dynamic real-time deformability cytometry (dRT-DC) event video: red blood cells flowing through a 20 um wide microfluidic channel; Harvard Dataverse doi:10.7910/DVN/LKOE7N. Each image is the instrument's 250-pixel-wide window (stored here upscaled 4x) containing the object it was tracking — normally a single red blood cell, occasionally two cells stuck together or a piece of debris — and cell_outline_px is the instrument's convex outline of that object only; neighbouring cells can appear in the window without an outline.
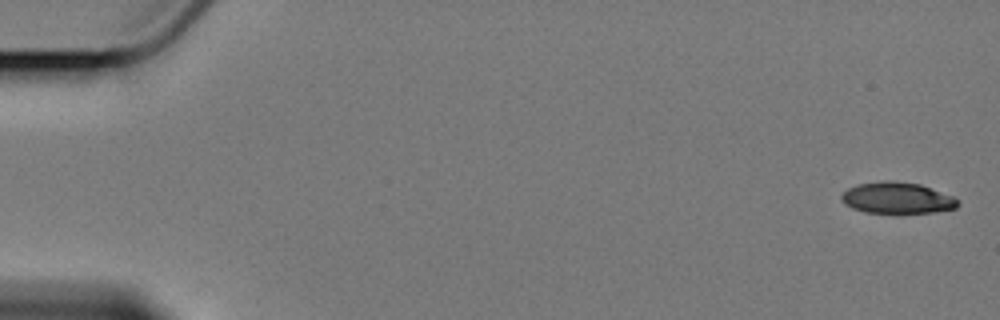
{"species": "Egyptian fruit bat (a non-hibernating species)", "species_latin": "Rousettus aegyptiacus", "temperature_condition": "cold", "stored_images_in_passage": 6, "camera_frame_rate_fps": 3000, "um_per_image_px": 0.085, "animal": {"sex": "female"}, "frame": {"image": 1, "passage_image": 1, "time_ms": 0.0, "image_size_px": [1000, 320], "cell_outline_px": [[960, 204], [956, 208], [932, 212], [900, 216], [896, 216], [864, 212], [852, 208], [844, 204], [840, 200], [840, 196], [848, 188], [860, 184], [888, 180], [920, 184], [952, 196], [960, 200]], "centroid_in_image_um": [76.25, 16.88], "position_along_channel_um": 8.7, "area_um2": 22.02}}
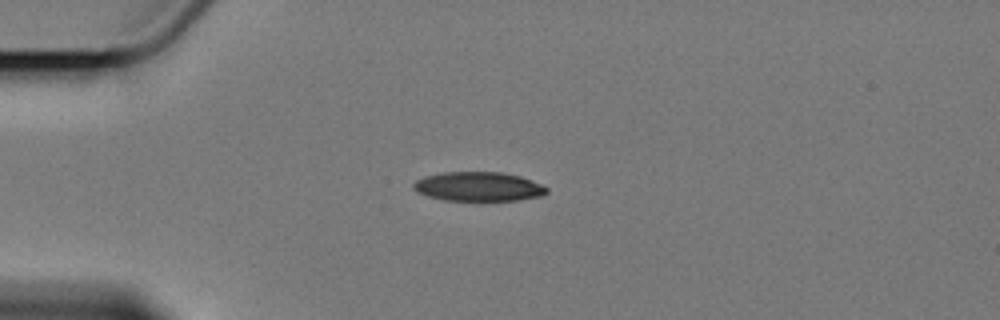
{"frame": {"image": 2, "passage_image": 5, "time_ms": 4.667, "image_size_px": [1000, 320], "cell_outline_px": [[548, 192], [540, 196], [516, 200], [444, 200], [428, 196], [412, 188], [412, 184], [416, 180], [424, 176], [440, 172], [500, 172], [520, 176], [540, 184], [548, 188]], "centroid_in_image_um": [40.64, 15.85], "position_along_channel_um": 44.4, "area_um2": 22.54}}